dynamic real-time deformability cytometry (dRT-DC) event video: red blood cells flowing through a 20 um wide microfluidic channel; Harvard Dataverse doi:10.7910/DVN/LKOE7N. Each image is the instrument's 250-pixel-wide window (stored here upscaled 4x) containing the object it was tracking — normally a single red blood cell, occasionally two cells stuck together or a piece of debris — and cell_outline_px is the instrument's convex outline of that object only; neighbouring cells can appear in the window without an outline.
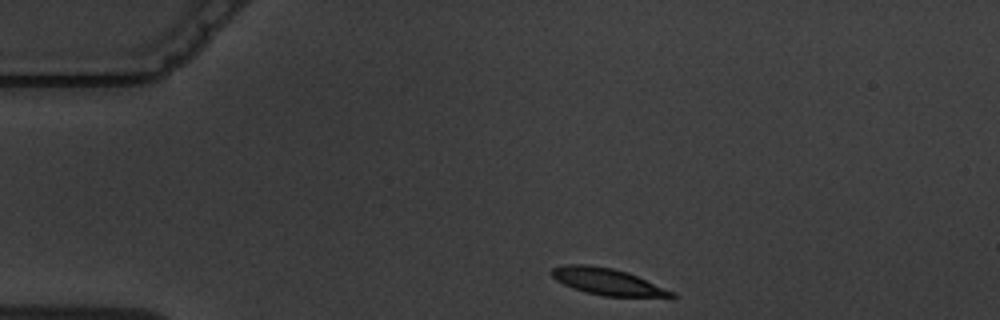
{"species": "common noctule bat (a hibernating species)", "species_latin": "Nyctalus noctula", "temperature_condition": "warm", "stored_images_in_passage": 7, "camera_frame_rate_fps": 3000, "um_per_image_px": 0.085, "animal": {"sex": "male", "body_mass_g": 19.5, "forearm_length_mm": 54.6}, "frame": {"image": 1, "passage_image": 1, "time_ms": 0.0, "image_size_px": [1000, 320], "cell_outline_px": [[680, 296], [672, 300], [604, 296], [584, 292], [572, 288], [556, 280], [548, 272], [552, 268], [564, 264], [588, 264], [612, 268], [628, 272], [676, 292]], "centroid_in_image_um": [51.8, 23.99], "position_along_channel_um": 33.2, "area_um2": 19.77}}